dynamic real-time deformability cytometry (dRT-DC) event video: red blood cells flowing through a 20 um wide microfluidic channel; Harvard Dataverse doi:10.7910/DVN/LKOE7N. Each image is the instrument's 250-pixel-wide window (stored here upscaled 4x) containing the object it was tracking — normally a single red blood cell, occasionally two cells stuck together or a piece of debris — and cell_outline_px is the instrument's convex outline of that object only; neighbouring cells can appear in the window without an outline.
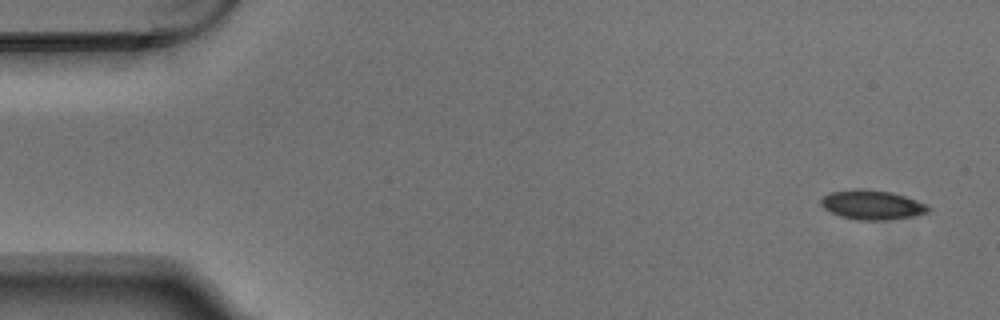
{"species": "Egyptian fruit bat (a non-hibernating species)", "species_latin": "Rousettus aegyptiacus", "temperature_condition": "warm", "stored_images_in_passage": 4, "camera_frame_rate_fps": 3000, "um_per_image_px": 0.085, "animal": {"sex": "male"}, "frame": {"image": 1, "passage_image": 1, "time_ms": 0.0, "image_size_px": [1000, 320], "cell_outline_px": [[932, 208], [928, 212], [912, 216], [880, 220], [860, 220], [840, 216], [824, 208], [820, 204], [820, 200], [824, 196], [832, 192], [892, 192], [916, 200]], "centroid_in_image_um": [74.16, 17.46], "position_along_channel_um": 10.8, "area_um2": 17.22}}
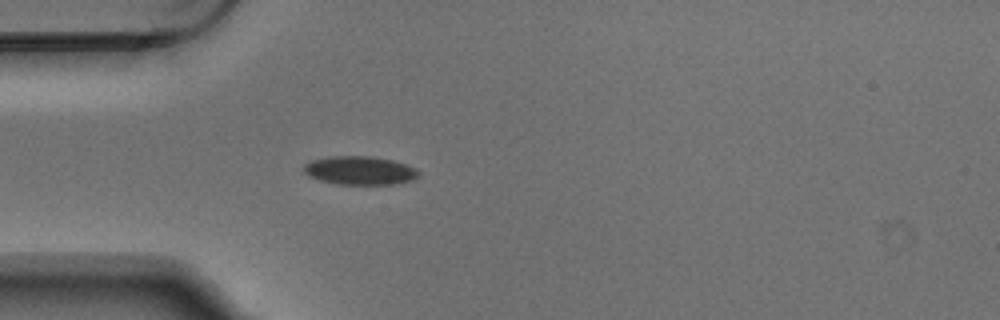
{"frame": {"image": 2, "passage_image": 4, "time_ms": 1.0, "image_size_px": [1000, 320], "cell_outline_px": [[420, 176], [412, 180], [392, 184], [340, 184], [320, 180], [308, 176], [304, 172], [304, 164], [312, 160], [328, 156], [372, 156], [392, 160], [416, 168], [420, 172]], "centroid_in_image_um": [30.59, 14.48], "position_along_channel_um": 54.4, "area_um2": 19.07}}